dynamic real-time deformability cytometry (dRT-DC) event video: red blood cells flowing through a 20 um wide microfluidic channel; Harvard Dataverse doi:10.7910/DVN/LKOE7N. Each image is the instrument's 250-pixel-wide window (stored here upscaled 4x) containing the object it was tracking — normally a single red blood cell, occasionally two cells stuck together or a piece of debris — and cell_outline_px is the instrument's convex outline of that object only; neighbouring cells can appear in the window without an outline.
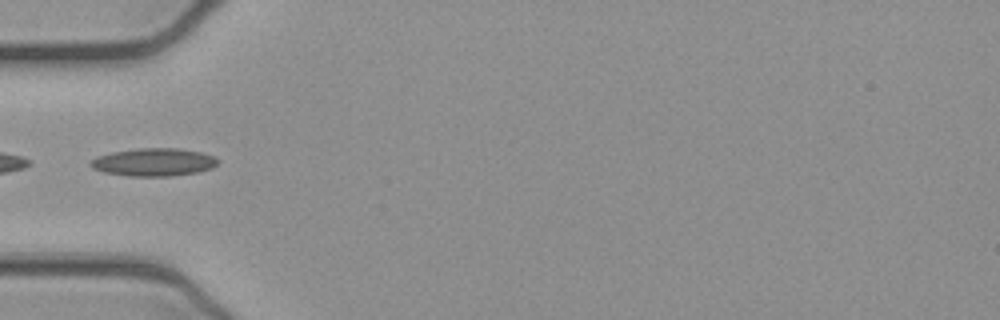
{"species": "common noctule bat (a hibernating species)", "species_latin": "Nyctalus noctula", "temperature_condition": "cold", "stored_images_in_passage": 34, "camera_frame_rate_fps": 3000, "um_per_image_px": 0.085, "animal": {"sex": "female", "body_mass_g": 21.9}, "frame": {"image": 1, "passage_image": 1, "time_ms": 0.0, "image_size_px": [1000, 320], "cell_outline_px": [[220, 160], [212, 168], [196, 172], [172, 176], [128, 176], [104, 172], [92, 168], [88, 164], [96, 156], [112, 152], [140, 148], [176, 148], [200, 152], [216, 156]], "centroid_in_image_um": [13.07, 13.78], "position_along_channel_um": 71.9, "area_um2": 20.69}}
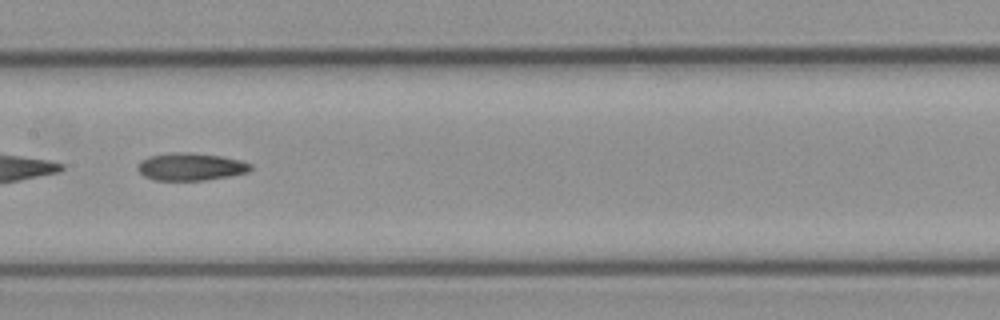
{"frame": {"image": 2, "passage_image": 10, "time_ms": 3.0, "image_size_px": [1000, 320], "cell_outline_px": [[252, 168], [248, 172], [228, 176], [204, 180], [152, 180], [144, 176], [136, 168], [136, 164], [140, 160], [148, 156], [172, 152], [188, 152], [220, 156], [240, 160], [252, 164]], "centroid_in_image_um": [16.16, 14.16], "position_along_channel_um": 191.2, "area_um2": 18.21}, "authors_computed_cell_mechanics": {"area_um2": 18.0914, "velocity_mm_per_s": 3.9111, "shape_relaxation_time_tau1_ms": null, "shape_relaxation_time_tau2_ms": 6.5753, "deformation_change_tau1": null, "deformation_change_tau2": 0.1568}}